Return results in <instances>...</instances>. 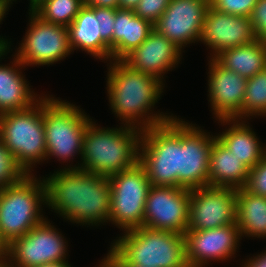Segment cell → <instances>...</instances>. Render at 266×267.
<instances>
[{
    "label": "cell",
    "instance_id": "cell-35",
    "mask_svg": "<svg viewBox=\"0 0 266 267\" xmlns=\"http://www.w3.org/2000/svg\"><path fill=\"white\" fill-rule=\"evenodd\" d=\"M105 256L110 267H138L127 263L111 246Z\"/></svg>",
    "mask_w": 266,
    "mask_h": 267
},
{
    "label": "cell",
    "instance_id": "cell-45",
    "mask_svg": "<svg viewBox=\"0 0 266 267\" xmlns=\"http://www.w3.org/2000/svg\"><path fill=\"white\" fill-rule=\"evenodd\" d=\"M0 267H9L6 263L0 264Z\"/></svg>",
    "mask_w": 266,
    "mask_h": 267
},
{
    "label": "cell",
    "instance_id": "cell-33",
    "mask_svg": "<svg viewBox=\"0 0 266 267\" xmlns=\"http://www.w3.org/2000/svg\"><path fill=\"white\" fill-rule=\"evenodd\" d=\"M95 15H99L101 39L111 49V60H113V30L116 16V9L94 7Z\"/></svg>",
    "mask_w": 266,
    "mask_h": 267
},
{
    "label": "cell",
    "instance_id": "cell-44",
    "mask_svg": "<svg viewBox=\"0 0 266 267\" xmlns=\"http://www.w3.org/2000/svg\"><path fill=\"white\" fill-rule=\"evenodd\" d=\"M4 1L9 7H11L10 5L13 4V2H15L16 0H2Z\"/></svg>",
    "mask_w": 266,
    "mask_h": 267
},
{
    "label": "cell",
    "instance_id": "cell-1",
    "mask_svg": "<svg viewBox=\"0 0 266 267\" xmlns=\"http://www.w3.org/2000/svg\"><path fill=\"white\" fill-rule=\"evenodd\" d=\"M46 208L76 225L99 226L110 223L111 188L109 178L81 169H61L48 177Z\"/></svg>",
    "mask_w": 266,
    "mask_h": 267
},
{
    "label": "cell",
    "instance_id": "cell-38",
    "mask_svg": "<svg viewBox=\"0 0 266 267\" xmlns=\"http://www.w3.org/2000/svg\"><path fill=\"white\" fill-rule=\"evenodd\" d=\"M87 6L119 9V0H84Z\"/></svg>",
    "mask_w": 266,
    "mask_h": 267
},
{
    "label": "cell",
    "instance_id": "cell-24",
    "mask_svg": "<svg viewBox=\"0 0 266 267\" xmlns=\"http://www.w3.org/2000/svg\"><path fill=\"white\" fill-rule=\"evenodd\" d=\"M153 29V25L135 15L134 10L116 9L113 60H122L132 50L139 47Z\"/></svg>",
    "mask_w": 266,
    "mask_h": 267
},
{
    "label": "cell",
    "instance_id": "cell-23",
    "mask_svg": "<svg viewBox=\"0 0 266 267\" xmlns=\"http://www.w3.org/2000/svg\"><path fill=\"white\" fill-rule=\"evenodd\" d=\"M248 172L249 169L216 138L210 149L209 186L241 189Z\"/></svg>",
    "mask_w": 266,
    "mask_h": 267
},
{
    "label": "cell",
    "instance_id": "cell-37",
    "mask_svg": "<svg viewBox=\"0 0 266 267\" xmlns=\"http://www.w3.org/2000/svg\"><path fill=\"white\" fill-rule=\"evenodd\" d=\"M243 262V267H266V250L256 256H251L245 261L243 260Z\"/></svg>",
    "mask_w": 266,
    "mask_h": 267
},
{
    "label": "cell",
    "instance_id": "cell-36",
    "mask_svg": "<svg viewBox=\"0 0 266 267\" xmlns=\"http://www.w3.org/2000/svg\"><path fill=\"white\" fill-rule=\"evenodd\" d=\"M9 6L2 0H0V24L3 21V18H6V14H8ZM11 41L6 38H3V36H0V52L5 50L11 49Z\"/></svg>",
    "mask_w": 266,
    "mask_h": 267
},
{
    "label": "cell",
    "instance_id": "cell-27",
    "mask_svg": "<svg viewBox=\"0 0 266 267\" xmlns=\"http://www.w3.org/2000/svg\"><path fill=\"white\" fill-rule=\"evenodd\" d=\"M83 5L84 0H45L33 12L45 22L68 27Z\"/></svg>",
    "mask_w": 266,
    "mask_h": 267
},
{
    "label": "cell",
    "instance_id": "cell-22",
    "mask_svg": "<svg viewBox=\"0 0 266 267\" xmlns=\"http://www.w3.org/2000/svg\"><path fill=\"white\" fill-rule=\"evenodd\" d=\"M68 32L72 53L80 49L102 62L111 61V49L101 39L99 15H95L94 6L84 4L68 26Z\"/></svg>",
    "mask_w": 266,
    "mask_h": 267
},
{
    "label": "cell",
    "instance_id": "cell-43",
    "mask_svg": "<svg viewBox=\"0 0 266 267\" xmlns=\"http://www.w3.org/2000/svg\"><path fill=\"white\" fill-rule=\"evenodd\" d=\"M98 267H110L109 263L107 262L106 258L104 257L102 261H100Z\"/></svg>",
    "mask_w": 266,
    "mask_h": 267
},
{
    "label": "cell",
    "instance_id": "cell-19",
    "mask_svg": "<svg viewBox=\"0 0 266 267\" xmlns=\"http://www.w3.org/2000/svg\"><path fill=\"white\" fill-rule=\"evenodd\" d=\"M183 52L184 50L153 29L147 39L122 61L136 71L150 74L165 82L163 76L177 67Z\"/></svg>",
    "mask_w": 266,
    "mask_h": 267
},
{
    "label": "cell",
    "instance_id": "cell-15",
    "mask_svg": "<svg viewBox=\"0 0 266 267\" xmlns=\"http://www.w3.org/2000/svg\"><path fill=\"white\" fill-rule=\"evenodd\" d=\"M188 267H205L209 261H226L238 252L241 234L236 224L185 232Z\"/></svg>",
    "mask_w": 266,
    "mask_h": 267
},
{
    "label": "cell",
    "instance_id": "cell-25",
    "mask_svg": "<svg viewBox=\"0 0 266 267\" xmlns=\"http://www.w3.org/2000/svg\"><path fill=\"white\" fill-rule=\"evenodd\" d=\"M214 59L222 67L249 79L266 69V43L256 39L251 43L226 49Z\"/></svg>",
    "mask_w": 266,
    "mask_h": 267
},
{
    "label": "cell",
    "instance_id": "cell-18",
    "mask_svg": "<svg viewBox=\"0 0 266 267\" xmlns=\"http://www.w3.org/2000/svg\"><path fill=\"white\" fill-rule=\"evenodd\" d=\"M208 97L216 120L240 119L247 79L222 67L214 58L208 60Z\"/></svg>",
    "mask_w": 266,
    "mask_h": 267
},
{
    "label": "cell",
    "instance_id": "cell-12",
    "mask_svg": "<svg viewBox=\"0 0 266 267\" xmlns=\"http://www.w3.org/2000/svg\"><path fill=\"white\" fill-rule=\"evenodd\" d=\"M190 196L191 189L152 185L146 199L143 226L185 234Z\"/></svg>",
    "mask_w": 266,
    "mask_h": 267
},
{
    "label": "cell",
    "instance_id": "cell-7",
    "mask_svg": "<svg viewBox=\"0 0 266 267\" xmlns=\"http://www.w3.org/2000/svg\"><path fill=\"white\" fill-rule=\"evenodd\" d=\"M0 140L23 171L34 174L32 168L46 160L42 98L28 109L0 114Z\"/></svg>",
    "mask_w": 266,
    "mask_h": 267
},
{
    "label": "cell",
    "instance_id": "cell-14",
    "mask_svg": "<svg viewBox=\"0 0 266 267\" xmlns=\"http://www.w3.org/2000/svg\"><path fill=\"white\" fill-rule=\"evenodd\" d=\"M195 125L180 120L181 188L194 189L209 185L210 149L217 137Z\"/></svg>",
    "mask_w": 266,
    "mask_h": 267
},
{
    "label": "cell",
    "instance_id": "cell-40",
    "mask_svg": "<svg viewBox=\"0 0 266 267\" xmlns=\"http://www.w3.org/2000/svg\"><path fill=\"white\" fill-rule=\"evenodd\" d=\"M140 0H119V9L134 10Z\"/></svg>",
    "mask_w": 266,
    "mask_h": 267
},
{
    "label": "cell",
    "instance_id": "cell-4",
    "mask_svg": "<svg viewBox=\"0 0 266 267\" xmlns=\"http://www.w3.org/2000/svg\"><path fill=\"white\" fill-rule=\"evenodd\" d=\"M122 234L110 246L127 263L138 267H188L184 234L144 226Z\"/></svg>",
    "mask_w": 266,
    "mask_h": 267
},
{
    "label": "cell",
    "instance_id": "cell-6",
    "mask_svg": "<svg viewBox=\"0 0 266 267\" xmlns=\"http://www.w3.org/2000/svg\"><path fill=\"white\" fill-rule=\"evenodd\" d=\"M41 204H47L46 186L34 174L0 188V232L8 244L46 219Z\"/></svg>",
    "mask_w": 266,
    "mask_h": 267
},
{
    "label": "cell",
    "instance_id": "cell-17",
    "mask_svg": "<svg viewBox=\"0 0 266 267\" xmlns=\"http://www.w3.org/2000/svg\"><path fill=\"white\" fill-rule=\"evenodd\" d=\"M254 40L256 38L249 16L227 14L208 7L199 41L211 49L210 59L226 49Z\"/></svg>",
    "mask_w": 266,
    "mask_h": 267
},
{
    "label": "cell",
    "instance_id": "cell-13",
    "mask_svg": "<svg viewBox=\"0 0 266 267\" xmlns=\"http://www.w3.org/2000/svg\"><path fill=\"white\" fill-rule=\"evenodd\" d=\"M236 189L204 186L191 189L187 231L236 224Z\"/></svg>",
    "mask_w": 266,
    "mask_h": 267
},
{
    "label": "cell",
    "instance_id": "cell-20",
    "mask_svg": "<svg viewBox=\"0 0 266 267\" xmlns=\"http://www.w3.org/2000/svg\"><path fill=\"white\" fill-rule=\"evenodd\" d=\"M9 52L1 51L0 61ZM10 64L0 65V114L28 109L42 98L31 90L32 86L22 74L25 66L15 56Z\"/></svg>",
    "mask_w": 266,
    "mask_h": 267
},
{
    "label": "cell",
    "instance_id": "cell-41",
    "mask_svg": "<svg viewBox=\"0 0 266 267\" xmlns=\"http://www.w3.org/2000/svg\"><path fill=\"white\" fill-rule=\"evenodd\" d=\"M35 267H71V265L68 263V260H65L60 262L46 263Z\"/></svg>",
    "mask_w": 266,
    "mask_h": 267
},
{
    "label": "cell",
    "instance_id": "cell-42",
    "mask_svg": "<svg viewBox=\"0 0 266 267\" xmlns=\"http://www.w3.org/2000/svg\"><path fill=\"white\" fill-rule=\"evenodd\" d=\"M28 12H33L38 6H40L45 0H29Z\"/></svg>",
    "mask_w": 266,
    "mask_h": 267
},
{
    "label": "cell",
    "instance_id": "cell-32",
    "mask_svg": "<svg viewBox=\"0 0 266 267\" xmlns=\"http://www.w3.org/2000/svg\"><path fill=\"white\" fill-rule=\"evenodd\" d=\"M171 0H140L134 9L135 15L154 25L165 12Z\"/></svg>",
    "mask_w": 266,
    "mask_h": 267
},
{
    "label": "cell",
    "instance_id": "cell-16",
    "mask_svg": "<svg viewBox=\"0 0 266 267\" xmlns=\"http://www.w3.org/2000/svg\"><path fill=\"white\" fill-rule=\"evenodd\" d=\"M209 0H171L154 29L181 50L199 42Z\"/></svg>",
    "mask_w": 266,
    "mask_h": 267
},
{
    "label": "cell",
    "instance_id": "cell-9",
    "mask_svg": "<svg viewBox=\"0 0 266 267\" xmlns=\"http://www.w3.org/2000/svg\"><path fill=\"white\" fill-rule=\"evenodd\" d=\"M111 188L110 223L123 232L144 223L147 195L152 186L144 167L136 165L109 177Z\"/></svg>",
    "mask_w": 266,
    "mask_h": 267
},
{
    "label": "cell",
    "instance_id": "cell-26",
    "mask_svg": "<svg viewBox=\"0 0 266 267\" xmlns=\"http://www.w3.org/2000/svg\"><path fill=\"white\" fill-rule=\"evenodd\" d=\"M236 225L241 237L266 238V197L236 189Z\"/></svg>",
    "mask_w": 266,
    "mask_h": 267
},
{
    "label": "cell",
    "instance_id": "cell-28",
    "mask_svg": "<svg viewBox=\"0 0 266 267\" xmlns=\"http://www.w3.org/2000/svg\"><path fill=\"white\" fill-rule=\"evenodd\" d=\"M254 116L266 117V69L247 79L241 120Z\"/></svg>",
    "mask_w": 266,
    "mask_h": 267
},
{
    "label": "cell",
    "instance_id": "cell-39",
    "mask_svg": "<svg viewBox=\"0 0 266 267\" xmlns=\"http://www.w3.org/2000/svg\"><path fill=\"white\" fill-rule=\"evenodd\" d=\"M9 252V244L2 237L0 232V264H4L7 262Z\"/></svg>",
    "mask_w": 266,
    "mask_h": 267
},
{
    "label": "cell",
    "instance_id": "cell-3",
    "mask_svg": "<svg viewBox=\"0 0 266 267\" xmlns=\"http://www.w3.org/2000/svg\"><path fill=\"white\" fill-rule=\"evenodd\" d=\"M142 133V129L129 125L106 128L91 121L85 130L81 163L64 169H81L109 178L139 162Z\"/></svg>",
    "mask_w": 266,
    "mask_h": 267
},
{
    "label": "cell",
    "instance_id": "cell-5",
    "mask_svg": "<svg viewBox=\"0 0 266 267\" xmlns=\"http://www.w3.org/2000/svg\"><path fill=\"white\" fill-rule=\"evenodd\" d=\"M42 115L46 161L53 156L70 163L76 154L82 156L85 130L92 118L75 104L48 94L42 95Z\"/></svg>",
    "mask_w": 266,
    "mask_h": 267
},
{
    "label": "cell",
    "instance_id": "cell-30",
    "mask_svg": "<svg viewBox=\"0 0 266 267\" xmlns=\"http://www.w3.org/2000/svg\"><path fill=\"white\" fill-rule=\"evenodd\" d=\"M210 6L217 11L237 15L251 16L258 0H209Z\"/></svg>",
    "mask_w": 266,
    "mask_h": 267
},
{
    "label": "cell",
    "instance_id": "cell-11",
    "mask_svg": "<svg viewBox=\"0 0 266 267\" xmlns=\"http://www.w3.org/2000/svg\"><path fill=\"white\" fill-rule=\"evenodd\" d=\"M68 241L46 218L22 237L9 244V267H35L65 261Z\"/></svg>",
    "mask_w": 266,
    "mask_h": 267
},
{
    "label": "cell",
    "instance_id": "cell-31",
    "mask_svg": "<svg viewBox=\"0 0 266 267\" xmlns=\"http://www.w3.org/2000/svg\"><path fill=\"white\" fill-rule=\"evenodd\" d=\"M248 192L266 197V157L249 170L248 179L243 187Z\"/></svg>",
    "mask_w": 266,
    "mask_h": 267
},
{
    "label": "cell",
    "instance_id": "cell-10",
    "mask_svg": "<svg viewBox=\"0 0 266 267\" xmlns=\"http://www.w3.org/2000/svg\"><path fill=\"white\" fill-rule=\"evenodd\" d=\"M29 25L15 50V56L26 66H50L68 57V27L43 21L34 12H29Z\"/></svg>",
    "mask_w": 266,
    "mask_h": 267
},
{
    "label": "cell",
    "instance_id": "cell-21",
    "mask_svg": "<svg viewBox=\"0 0 266 267\" xmlns=\"http://www.w3.org/2000/svg\"><path fill=\"white\" fill-rule=\"evenodd\" d=\"M216 121L222 126L229 125L222 133L216 134L217 139L249 170L255 167L265 156V146L264 143H260L247 120L219 119Z\"/></svg>",
    "mask_w": 266,
    "mask_h": 267
},
{
    "label": "cell",
    "instance_id": "cell-34",
    "mask_svg": "<svg viewBox=\"0 0 266 267\" xmlns=\"http://www.w3.org/2000/svg\"><path fill=\"white\" fill-rule=\"evenodd\" d=\"M250 20L255 38L266 43V0H258L254 6Z\"/></svg>",
    "mask_w": 266,
    "mask_h": 267
},
{
    "label": "cell",
    "instance_id": "cell-2",
    "mask_svg": "<svg viewBox=\"0 0 266 267\" xmlns=\"http://www.w3.org/2000/svg\"><path fill=\"white\" fill-rule=\"evenodd\" d=\"M107 66L109 106L121 124L144 130L175 117L153 110L164 93L165 83L159 78L136 71L122 60H111Z\"/></svg>",
    "mask_w": 266,
    "mask_h": 267
},
{
    "label": "cell",
    "instance_id": "cell-29",
    "mask_svg": "<svg viewBox=\"0 0 266 267\" xmlns=\"http://www.w3.org/2000/svg\"><path fill=\"white\" fill-rule=\"evenodd\" d=\"M26 175L17 164L14 156L0 140V188L18 183Z\"/></svg>",
    "mask_w": 266,
    "mask_h": 267
},
{
    "label": "cell",
    "instance_id": "cell-8",
    "mask_svg": "<svg viewBox=\"0 0 266 267\" xmlns=\"http://www.w3.org/2000/svg\"><path fill=\"white\" fill-rule=\"evenodd\" d=\"M180 119L143 130L139 163L151 185L180 187Z\"/></svg>",
    "mask_w": 266,
    "mask_h": 267
}]
</instances>
